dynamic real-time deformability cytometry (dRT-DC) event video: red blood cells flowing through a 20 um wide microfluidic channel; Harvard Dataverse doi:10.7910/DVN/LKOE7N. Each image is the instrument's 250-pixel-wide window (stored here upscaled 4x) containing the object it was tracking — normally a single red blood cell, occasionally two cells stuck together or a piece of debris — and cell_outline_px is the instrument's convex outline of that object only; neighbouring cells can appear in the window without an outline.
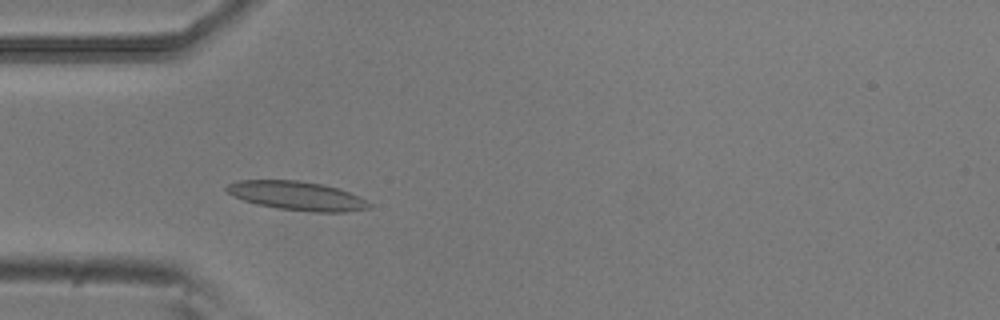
{"species": "common noctule bat (a hibernating species)", "species_latin": "Nyctalus noctula", "temperature_condition": "room temperature", "stored_images_in_passage": 36, "camera_frame_rate_fps": 3000, "um_per_image_px": 0.085, "animal": {"sex": "male", "body_mass_g": 20.5, "forearm_length_mm": 52.5}, "frame": {"image": 1, "passage_image": 8, "time_ms": 2.333, "image_size_px": [1000, 320], "cell_outline_px": [[372, 208], [344, 212], [316, 212], [280, 208], [256, 204], [232, 196], [224, 188], [228, 184], [240, 180], [300, 180], [340, 188], [360, 196], [368, 200], [372, 204]], "centroid_in_image_um": [25.29, 16.64], "position_along_channel_um": 59.7, "area_um2": 24.1}}
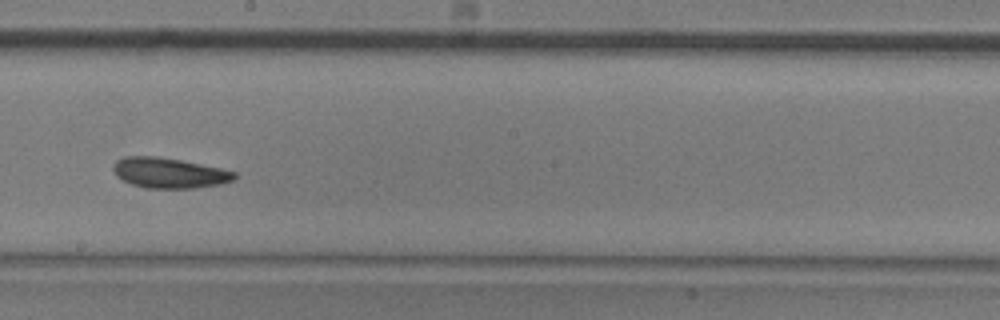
{"frame": {"image": 2, "passage_image": 22, "time_ms": 7.0, "image_size_px": [1000, 320], "cell_outline_px": [[236, 176], [232, 180], [220, 184], [192, 188], [144, 188], [132, 184], [116, 176], [112, 168], [112, 164], [116, 160], [124, 156], [156, 156], [180, 160], [220, 168], [236, 172]], "centroid_in_image_um": [14.33, 14.69], "position_along_channel_um": 233.9, "area_um2": 21.33}}
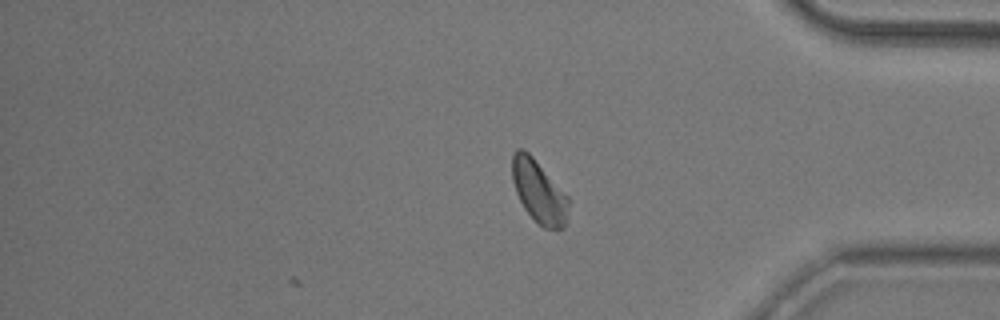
{"frame": {"image": 3, "passage_image": 36, "time_ms": 11.667, "image_size_px": [1000, 320], "cell_outline_px": [[572, 200], [568, 220], [564, 228], [544, 228], [524, 208], [516, 192], [512, 180], [512, 152], [516, 148], [524, 148], [532, 156]], "centroid_in_image_um": [45.84, 16.27], "position_along_channel_um": 389.4, "area_um2": 20.81}, "authors_computed_cell_mechanics": {"area_um2": 21.2415, "velocity_mm_per_s": 3.7724, "shape_relaxation_time_tau1_ms": 4.3782, "shape_relaxation_time_tau2_ms": 4.0576, "deformation_change_tau1": 0.1241, "deformation_change_tau2": 0.0971}}